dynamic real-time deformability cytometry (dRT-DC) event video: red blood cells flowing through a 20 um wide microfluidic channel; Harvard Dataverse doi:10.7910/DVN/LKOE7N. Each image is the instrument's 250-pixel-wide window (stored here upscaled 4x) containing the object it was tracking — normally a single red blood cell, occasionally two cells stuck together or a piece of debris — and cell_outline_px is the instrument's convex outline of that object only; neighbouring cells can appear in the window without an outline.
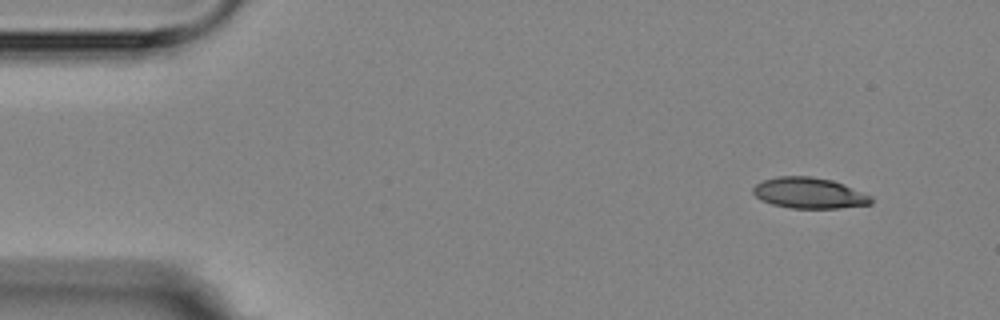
{"species": "Egyptian fruit bat (a non-hibernating species)", "species_latin": "Rousettus aegyptiacus", "temperature_condition": "room temperature", "stored_images_in_passage": 4, "camera_frame_rate_fps": 3000, "um_per_image_px": 0.085, "animal": {"sex": "female"}, "frame": {"image": 1, "passage_image": 1, "time_ms": 0.0, "image_size_px": [1000, 320], "cell_outline_px": [[872, 204], [840, 208], [792, 208], [772, 204], [760, 200], [752, 192], [752, 188], [756, 184], [764, 180], [780, 176], [812, 176], [832, 180], [844, 184], [872, 196]], "centroid_in_image_um": [68.79, 16.41], "position_along_channel_um": 16.2, "area_um2": 21.27}}
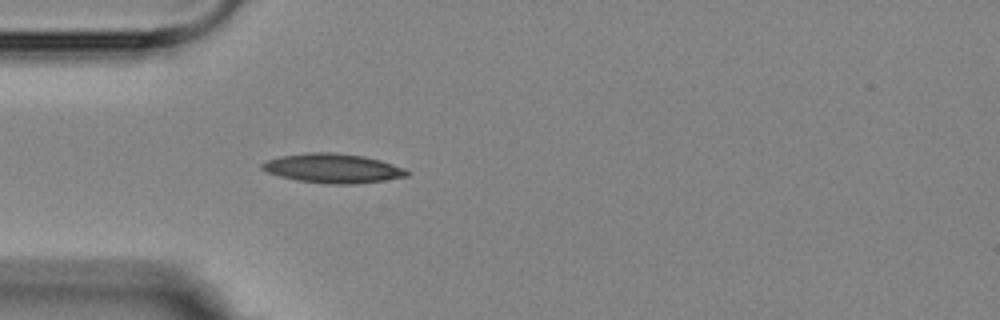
{"frame": {"image": 2, "passage_image": 4, "time_ms": 3.667, "image_size_px": [1000, 320], "cell_outline_px": [[412, 172], [408, 176], [384, 180], [356, 184], [332, 184], [300, 180], [280, 176], [268, 172], [260, 168], [260, 164], [268, 160], [280, 156], [308, 152], [332, 152], [364, 156], [380, 160], [404, 168]], "centroid_in_image_um": [28.32, 14.3], "position_along_channel_um": 56.7, "area_um2": 24.62}}